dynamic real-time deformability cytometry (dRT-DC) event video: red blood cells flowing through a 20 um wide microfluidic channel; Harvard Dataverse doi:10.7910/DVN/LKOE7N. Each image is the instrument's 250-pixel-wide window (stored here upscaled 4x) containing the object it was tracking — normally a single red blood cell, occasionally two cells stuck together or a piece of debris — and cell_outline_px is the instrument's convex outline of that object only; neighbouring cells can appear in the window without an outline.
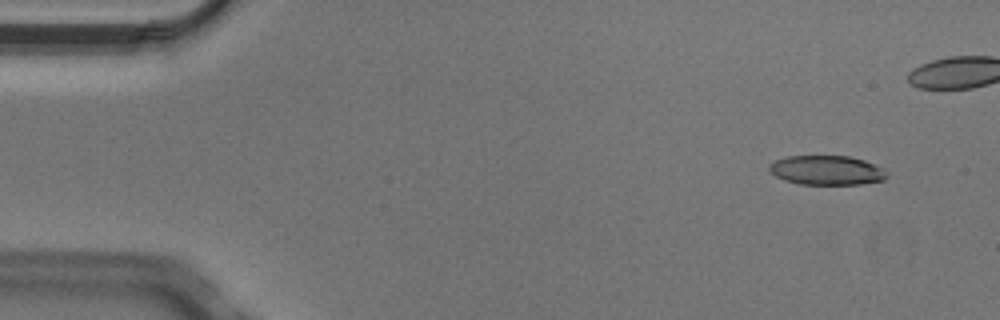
{"species": "Egyptian fruit bat (a non-hibernating species)", "species_latin": "Rousettus aegyptiacus", "temperature_condition": "cold", "stored_images_in_passage": 6, "camera_frame_rate_fps": 3000, "um_per_image_px": 0.085, "animal": {"sex": "male"}, "frame": {"image": 1, "passage_image": 2, "time_ms": 0.333, "image_size_px": [1000, 320], "cell_outline_px": [[888, 176], [884, 180], [860, 184], [800, 184], [784, 180], [768, 172], [768, 164], [784, 156], [848, 156], [864, 160], [884, 168], [888, 172]], "centroid_in_image_um": [70.26, 14.47], "position_along_channel_um": 14.7, "area_um2": 20.35}}